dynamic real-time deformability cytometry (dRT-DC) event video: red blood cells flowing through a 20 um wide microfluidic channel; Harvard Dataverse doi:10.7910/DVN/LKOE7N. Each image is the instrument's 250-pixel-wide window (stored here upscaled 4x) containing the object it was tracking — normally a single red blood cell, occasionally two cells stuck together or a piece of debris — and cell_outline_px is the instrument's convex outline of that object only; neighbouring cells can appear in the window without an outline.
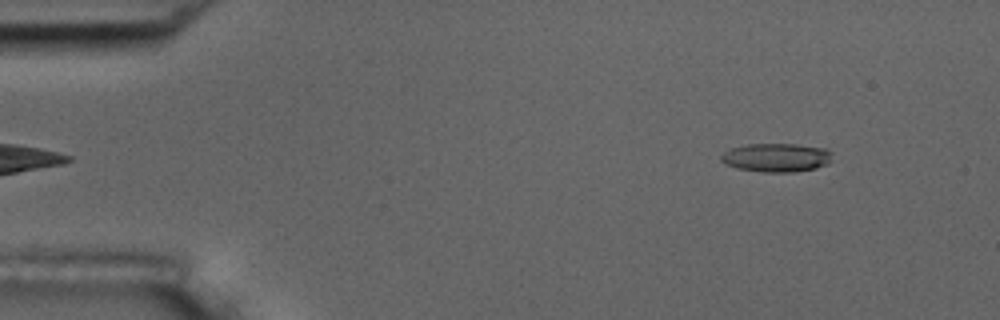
{"species": "common noctule bat (a hibernating species)", "species_latin": "Nyctalus noctula", "temperature_condition": "room temperature", "stored_images_in_passage": 51, "camera_frame_rate_fps": 3000, "um_per_image_px": 0.085, "animal": {"sex": "male", "body_mass_g": 17.5, "forearm_length_mm": 52.3}, "frame": {"image": 1, "passage_image": 2, "time_ms": 0.333, "image_size_px": [1000, 320], "cell_outline_px": [[832, 152], [828, 164], [816, 168], [796, 172], [760, 172], [736, 168], [724, 164], [720, 160], [720, 156], [724, 152], [732, 148], [748, 144], [796, 144], [824, 148]], "centroid_in_image_um": [65.97, 13.4], "position_along_channel_um": 19.0, "area_um2": 18.67}}
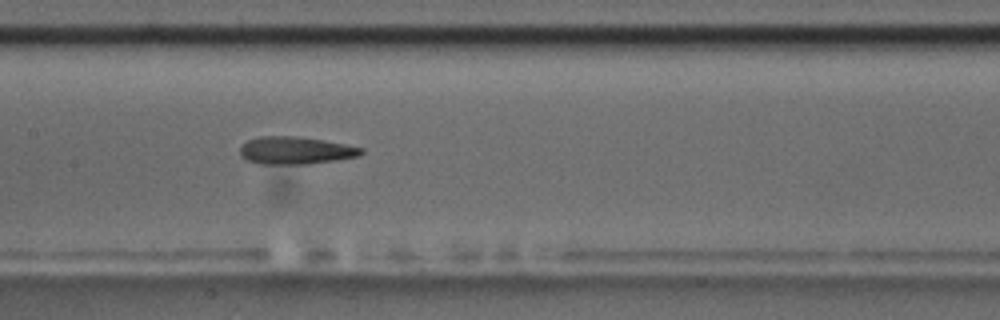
{"frame": {"image": 2, "passage_image": 23, "time_ms": 7.333, "image_size_px": [1000, 320], "cell_outline_px": [[364, 152], [360, 156], [336, 160], [308, 164], [260, 164], [248, 160], [240, 156], [240, 148], [248, 140], [260, 136], [296, 136], [344, 144], [364, 148]], "centroid_in_image_um": [25.13, 12.8], "position_along_channel_um": 182.3, "area_um2": 19.36}}
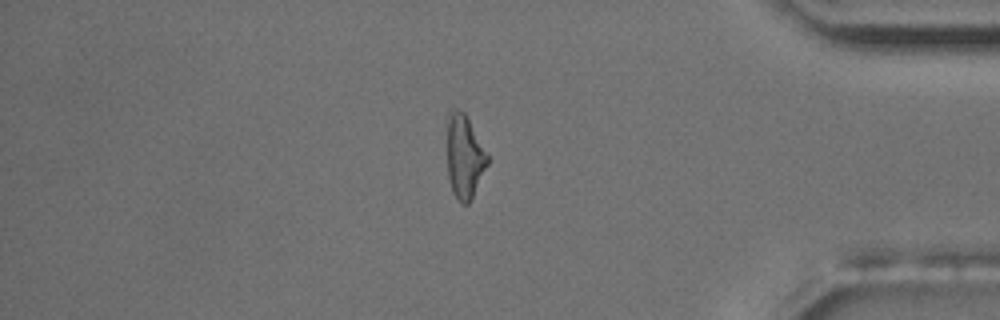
{"frame": {"image": 3, "passage_image": 43, "time_ms": 14.0, "image_size_px": [1000, 320], "cell_outline_px": [[488, 164], [468, 204], [464, 204], [452, 192], [448, 176], [448, 112], [464, 112], [488, 156]], "centroid_in_image_um": [39.47, 13.35], "position_along_channel_um": 395.7, "area_um2": 18.79}, "authors_computed_cell_mechanics": {"area_um2": 19.363, "velocity_mm_per_s": 3.6518, "shape_relaxation_time_tau1_ms": 5.0272, "shape_relaxation_time_tau2_ms": 2.1486, "deformation_change_tau1": 0.1663, "deformation_change_tau2": 0.1169}}